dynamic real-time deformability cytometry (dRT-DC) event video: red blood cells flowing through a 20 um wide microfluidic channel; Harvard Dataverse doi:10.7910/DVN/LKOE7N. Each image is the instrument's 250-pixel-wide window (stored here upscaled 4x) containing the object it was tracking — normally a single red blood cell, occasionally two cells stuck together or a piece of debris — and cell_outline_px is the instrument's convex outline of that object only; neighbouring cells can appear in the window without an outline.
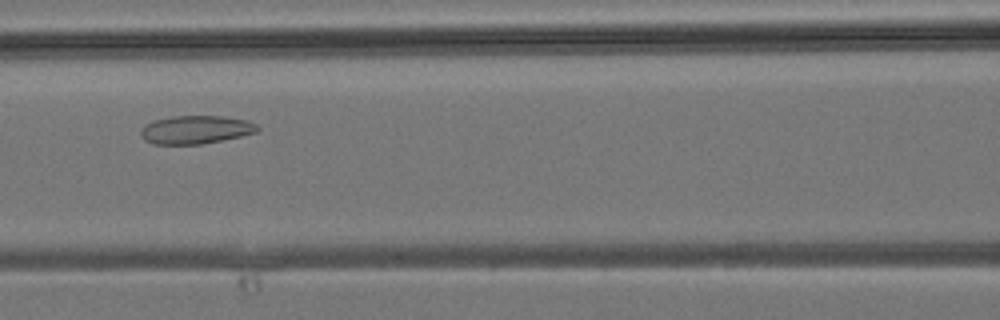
{"species": "common noctule bat (a hibernating species)", "species_latin": "Nyctalus noctula", "temperature_condition": "room temperature", "stored_images_in_passage": 34, "camera_frame_rate_fps": 3000, "um_per_image_px": 0.085, "animal": {"sex": "male", "body_mass_g": 19.2, "forearm_length_mm": 51.8}, "frame": {"image": 1, "passage_image": 13, "time_ms": 4.0, "image_size_px": [1000, 320], "cell_outline_px": [[260, 128], [256, 132], [240, 136], [204, 144], [152, 144], [144, 140], [140, 136], [140, 128], [144, 124], [152, 120], [172, 116], [224, 116], [248, 120], [256, 124]], "centroid_in_image_um": [16.59, 11.02], "position_along_channel_um": 150.0, "area_um2": 19.48}}
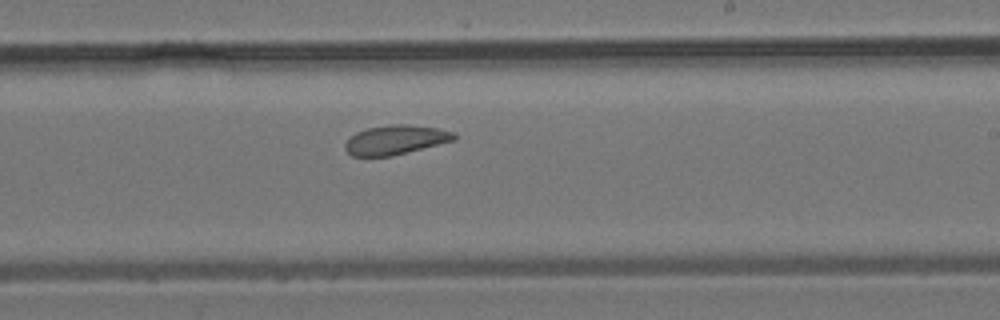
{"frame": {"image": 2, "passage_image": 19, "time_ms": 6.0, "image_size_px": [1000, 320], "cell_outline_px": [[456, 140], [392, 156], [352, 156], [344, 148], [344, 144], [348, 136], [356, 132], [368, 128], [392, 124], [408, 124], [436, 128], [452, 132], [456, 136]], "centroid_in_image_um": [33.58, 11.89], "position_along_channel_um": 255.4, "area_um2": 18.67}}
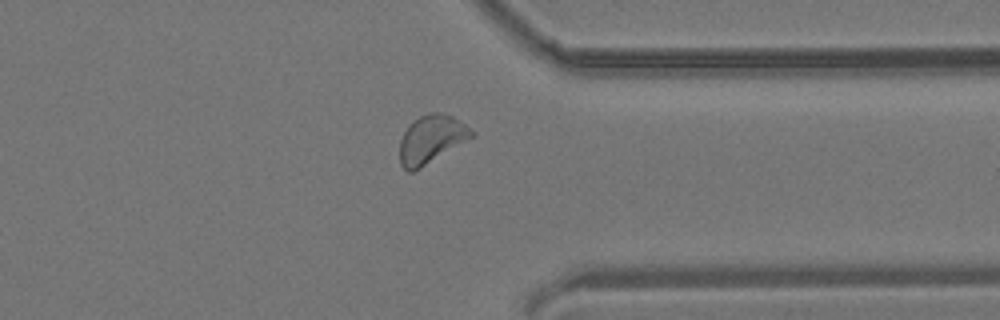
{"frame": {"image": 3, "passage_image": 26, "time_ms": 8.333, "image_size_px": [1000, 320], "cell_outline_px": [[476, 136], [420, 168], [412, 172], [408, 172], [400, 164], [400, 140], [408, 124], [420, 116], [428, 112], [440, 112], [452, 116], [460, 120], [476, 132]], "centroid_in_image_um": [36.69, 11.82], "position_along_channel_um": 374.7, "area_um2": 20.4}}